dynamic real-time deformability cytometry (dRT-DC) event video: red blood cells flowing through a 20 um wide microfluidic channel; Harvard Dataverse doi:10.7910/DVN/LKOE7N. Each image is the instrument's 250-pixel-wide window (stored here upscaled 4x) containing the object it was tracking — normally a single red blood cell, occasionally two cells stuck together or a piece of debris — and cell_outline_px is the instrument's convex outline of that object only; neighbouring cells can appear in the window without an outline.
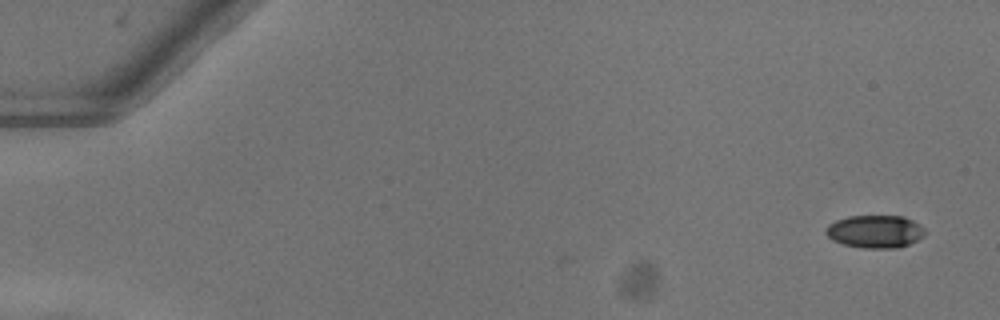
{"species": "common noctule bat (a hibernating species)", "species_latin": "Nyctalus noctula", "temperature_condition": "warm", "stored_images_in_passage": 51, "camera_frame_rate_fps": 3000, "um_per_image_px": 0.085, "animal": {"sex": "female"}, "frame": {"image": 1, "passage_image": 1, "time_ms": 0.0, "image_size_px": [1000, 320], "cell_outline_px": [[924, 236], [908, 244], [896, 248], [864, 248], [844, 244], [832, 240], [824, 232], [828, 224], [836, 220], [848, 216], [904, 216], [920, 224], [924, 228]], "centroid_in_image_um": [74.37, 19.67], "position_along_channel_um": 10.6, "area_um2": 18.9}}
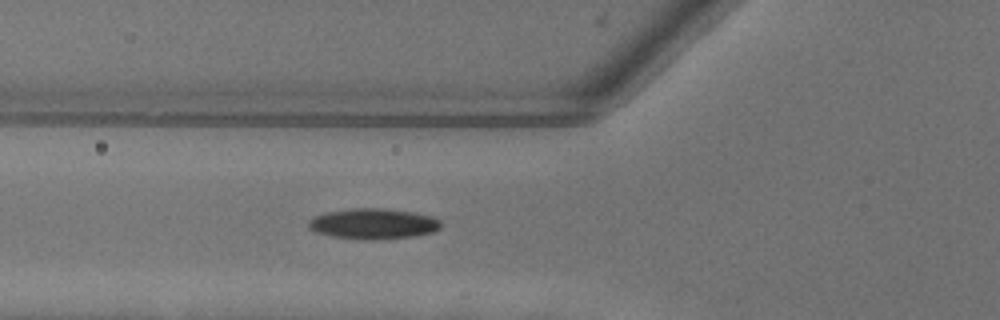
{"frame": {"image": 2, "passage_image": 19, "time_ms": 6.0, "image_size_px": [1000, 320], "cell_outline_px": [[440, 228], [432, 232], [412, 236], [332, 236], [316, 232], [308, 228], [308, 220], [324, 212], [352, 208], [380, 208], [408, 212], [432, 216], [440, 220]], "centroid_in_image_um": [31.69, 18.95], "position_along_channel_um": 94.1, "area_um2": 22.14}}
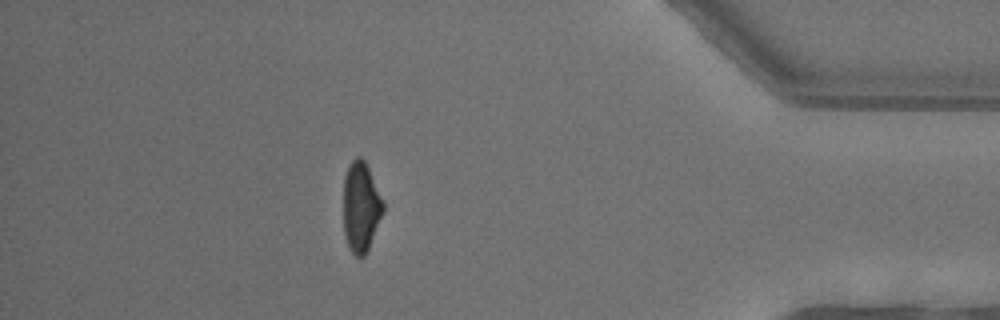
{"frame": {"image": 3, "passage_image": 45, "time_ms": 14.667, "image_size_px": [1000, 320], "cell_outline_px": [[384, 208], [368, 252], [364, 256], [356, 256], [352, 252], [348, 244], [344, 232], [344, 176], [352, 160], [356, 156], [360, 156], [364, 160], [368, 168], [384, 204]], "centroid_in_image_um": [30.67, 17.6], "position_along_channel_um": 404.5, "area_um2": 20.52}, "authors_computed_cell_mechanics": {"area_um2": 21.3282, "velocity_mm_per_s": 4.0505, "shape_relaxation_time_tau1_ms": 3.5792, "shape_relaxation_time_tau2_ms": null, "deformation_change_tau1": 0.1572, "deformation_change_tau2": null}}